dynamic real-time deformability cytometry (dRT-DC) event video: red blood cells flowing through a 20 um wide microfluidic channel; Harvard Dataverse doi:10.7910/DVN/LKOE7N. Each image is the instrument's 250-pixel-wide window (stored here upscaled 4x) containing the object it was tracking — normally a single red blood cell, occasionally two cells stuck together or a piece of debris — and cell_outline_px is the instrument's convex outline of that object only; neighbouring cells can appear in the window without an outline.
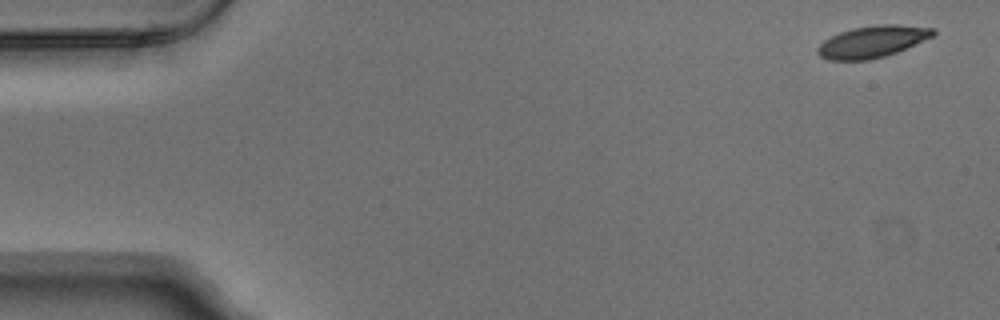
{"species": "Egyptian fruit bat (a non-hibernating species)", "species_latin": "Rousettus aegyptiacus", "temperature_condition": "warm", "stored_images_in_passage": 6, "camera_frame_rate_fps": 3000, "um_per_image_px": 0.085, "animal": {"sex": "male"}, "frame": {"image": 1, "passage_image": 1, "time_ms": 0.0, "image_size_px": [1000, 320], "cell_outline_px": [[936, 32], [932, 36], [896, 52], [884, 56], [868, 60], [828, 60], [820, 56], [816, 52], [816, 48], [824, 40], [840, 32], [852, 28], [876, 24], [896, 24], [936, 28]], "centroid_in_image_um": [74.12, 3.53], "position_along_channel_um": 10.9, "area_um2": 21.27}}